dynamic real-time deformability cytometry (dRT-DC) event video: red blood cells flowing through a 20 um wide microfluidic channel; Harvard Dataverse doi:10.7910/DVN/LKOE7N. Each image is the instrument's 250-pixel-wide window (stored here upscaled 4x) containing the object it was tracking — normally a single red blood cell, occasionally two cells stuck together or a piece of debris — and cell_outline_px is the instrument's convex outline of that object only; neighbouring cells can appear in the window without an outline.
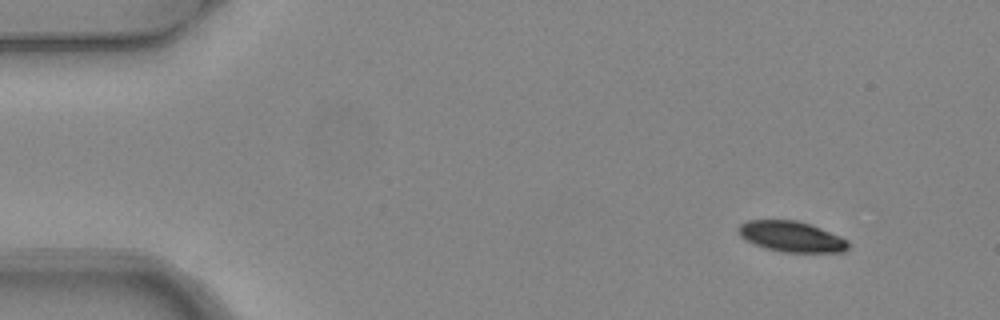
{"species": "common noctule bat (a hibernating species)", "species_latin": "Nyctalus noctula", "temperature_condition": "warm", "stored_images_in_passage": 3, "camera_frame_rate_fps": 3000, "um_per_image_px": 0.085, "animal": {"sex": "female", "body_mass_g": 24.6, "forearm_length_mm": 56.2}, "frame": {"image": 1, "passage_image": 1, "time_ms": 0.0, "image_size_px": [1000, 320], "cell_outline_px": [[848, 248], [844, 252], [784, 252], [764, 248], [744, 240], [740, 236], [736, 228], [740, 224], [748, 220], [796, 220], [820, 228], [840, 236], [848, 240]], "centroid_in_image_um": [67.23, 20.11], "position_along_channel_um": 17.8, "area_um2": 19.65}}